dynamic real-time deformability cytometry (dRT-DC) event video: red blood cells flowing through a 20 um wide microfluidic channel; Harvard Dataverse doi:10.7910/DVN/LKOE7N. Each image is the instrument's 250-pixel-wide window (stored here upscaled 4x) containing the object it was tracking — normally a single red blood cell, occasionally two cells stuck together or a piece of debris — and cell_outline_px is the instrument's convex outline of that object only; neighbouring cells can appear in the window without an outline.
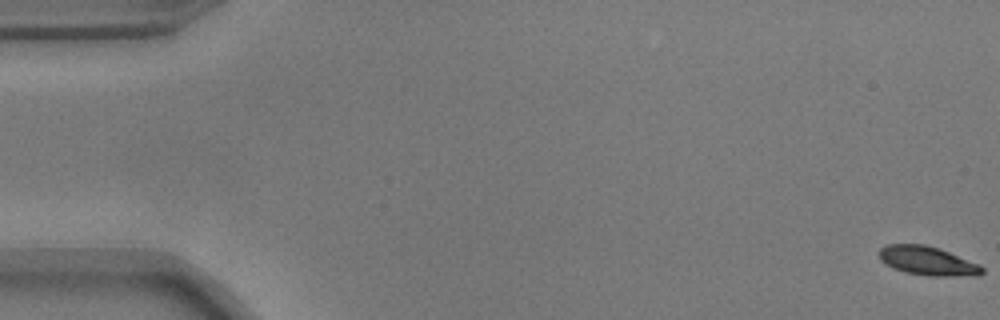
{"species": "common noctule bat (a hibernating species)", "species_latin": "Nyctalus noctula", "temperature_condition": "warm", "stored_images_in_passage": 46, "camera_frame_rate_fps": 3000, "um_per_image_px": 0.085, "animal": {"sex": "male", "body_mass_g": 17.9}, "frame": {"image": 1, "passage_image": 1, "time_ms": 0.0, "image_size_px": [1000, 320], "cell_outline_px": [[984, 272], [980, 276], [928, 276], [908, 272], [892, 268], [880, 260], [880, 248], [888, 244], [924, 244], [940, 248], [980, 264], [984, 268]], "centroid_in_image_um": [78.9, 22.18], "position_along_channel_um": 6.1, "area_um2": 17.51}}
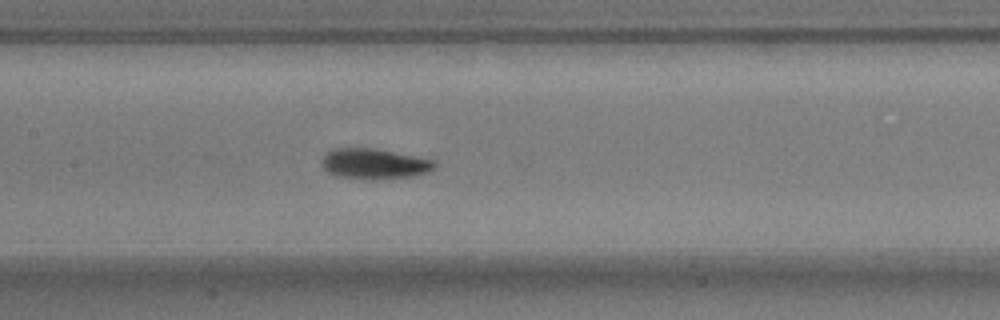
{"frame": {"image": 2, "passage_image": 27, "time_ms": 8.667, "image_size_px": [1000, 320], "cell_outline_px": [[436, 168], [428, 172], [412, 176], [372, 180], [336, 176], [328, 172], [320, 164], [320, 160], [332, 148], [372, 148], [436, 160]], "centroid_in_image_um": [31.8, 13.93], "position_along_channel_um": 175.6, "area_um2": 20.11}}
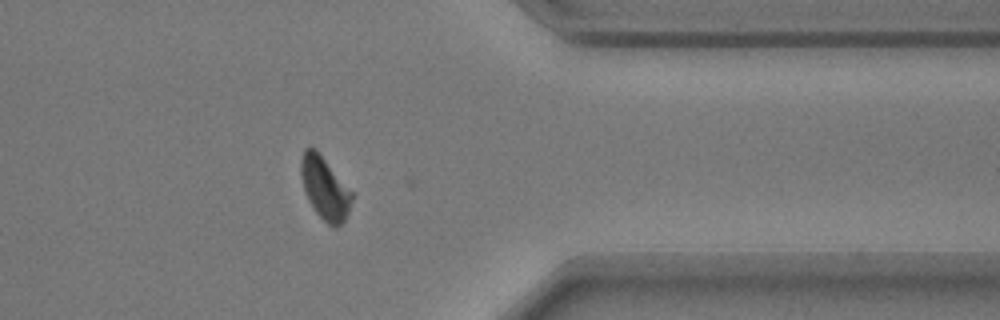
{"frame": {"image": 3, "passage_image": 45, "time_ms": 14.667, "image_size_px": [1000, 320], "cell_outline_px": [[352, 200], [348, 212], [344, 220], [336, 228], [328, 224], [312, 208], [304, 192], [300, 172], [300, 160], [304, 148], [316, 148], [352, 192]], "centroid_in_image_um": [27.57, 15.97], "position_along_channel_um": 383.8, "area_um2": 18.5}, "authors_computed_cell_mechanics": {"area_um2": 18.9295, "velocity_mm_per_s": 3.688, "shape_relaxation_time_tau1_ms": 2.5222, "shape_relaxation_time_tau2_ms": 2.8988, "deformation_change_tau1": 0.1245, "deformation_change_tau2": 0.0713}}